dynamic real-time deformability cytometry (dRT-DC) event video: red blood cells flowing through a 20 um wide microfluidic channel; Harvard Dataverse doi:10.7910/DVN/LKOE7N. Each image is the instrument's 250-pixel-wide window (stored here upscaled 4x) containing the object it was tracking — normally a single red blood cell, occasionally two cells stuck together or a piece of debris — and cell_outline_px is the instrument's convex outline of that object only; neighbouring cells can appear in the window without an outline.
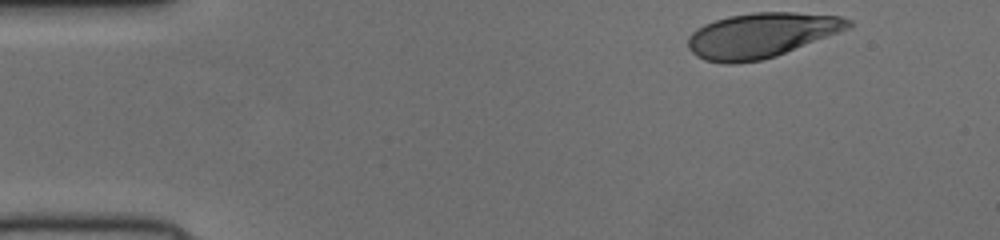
{"species": "human", "species_latin": "Homo sapiens", "temperature_condition": "cold", "stored_images_in_passage": 37, "camera_frame_rate_fps": 3000, "um_per_image_px": 0.085, "donor": {"sex": "female"}, "frame": {"image": 1, "passage_image": 1, "time_ms": 0.0, "image_size_px": [1000, 240], "cell_outline_px": [[852, 24], [848, 28], [776, 56], [760, 60], [736, 64], [724, 64], [704, 60], [696, 56], [688, 48], [688, 36], [696, 28], [704, 24], [728, 16], [752, 12], [792, 12], [840, 16], [852, 20]], "centroid_in_image_um": [64.65, 3.0], "position_along_channel_um": 20.4, "area_um2": 41.79}}
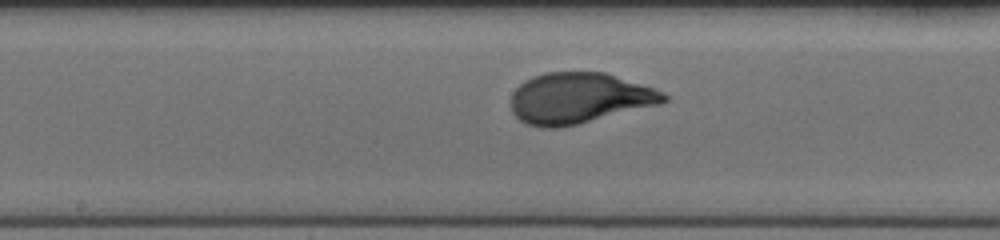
{"frame": {"image": 2, "passage_image": 22, "time_ms": 7.0, "image_size_px": [1000, 240], "cell_outline_px": [[668, 100], [660, 104], [560, 128], [540, 128], [528, 124], [520, 120], [512, 112], [512, 92], [524, 80], [532, 76], [544, 72], [604, 72], [664, 92], [668, 96]], "centroid_in_image_um": [49.19, 8.34], "position_along_channel_um": 199.0, "area_um2": 45.03}}
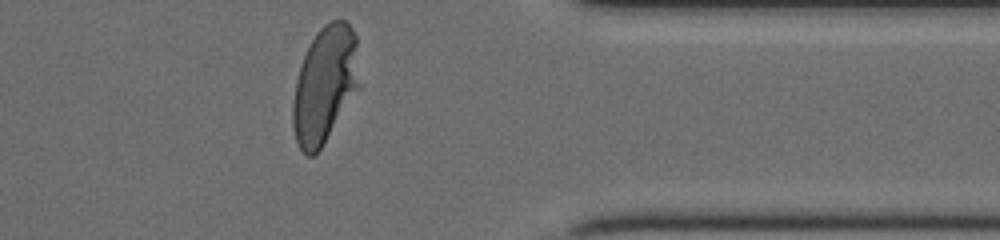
{"frame": {"image": 3, "passage_image": 37, "time_ms": 12.0, "image_size_px": [1000, 240], "cell_outline_px": [[360, 88], [320, 148], [312, 156], [308, 156], [300, 148], [296, 140], [292, 128], [292, 104], [296, 80], [304, 56], [316, 32], [324, 24], [332, 20], [344, 20], [352, 28], [356, 36]], "centroid_in_image_um": [27.62, 7.19], "position_along_channel_um": 383.8, "area_um2": 45.08}}